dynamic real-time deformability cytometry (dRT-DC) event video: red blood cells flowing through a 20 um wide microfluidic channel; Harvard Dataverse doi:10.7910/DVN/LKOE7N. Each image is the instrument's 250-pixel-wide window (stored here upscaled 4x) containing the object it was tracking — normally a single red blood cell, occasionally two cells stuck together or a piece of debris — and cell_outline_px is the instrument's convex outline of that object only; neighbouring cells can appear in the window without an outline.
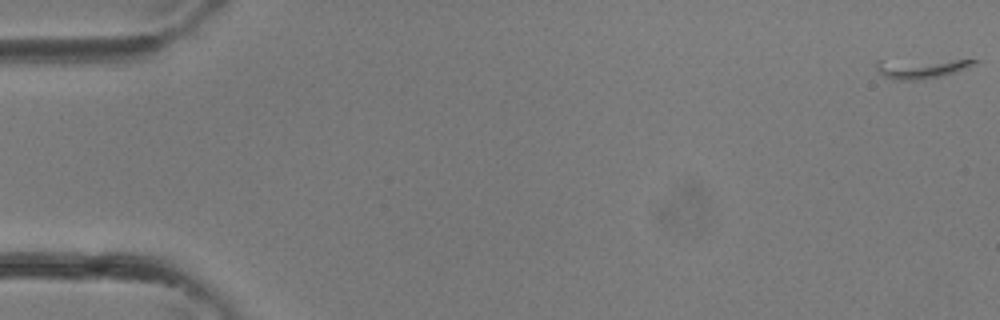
{"species": "common noctule bat (a hibernating species)", "species_latin": "Nyctalus noctula", "temperature_condition": "room temperature", "stored_images_in_passage": 29, "segment_of_instrument_passage": [1, 2], "camera_frame_rate_fps": 3000, "um_per_image_px": 0.085, "animal": {"sex": "female"}, "frame": {"image": 1, "passage_image": 1, "time_ms": 0.0, "image_size_px": [1000, 320], "cell_outline_px": [[984, 60], [976, 64], [956, 72], [940, 76], [916, 80], [896, 80], [884, 76], [876, 68], [876, 60]], "centroid_in_image_um": [78.29, 5.8], "position_along_channel_um": 6.7, "area_um2": 11.16}}